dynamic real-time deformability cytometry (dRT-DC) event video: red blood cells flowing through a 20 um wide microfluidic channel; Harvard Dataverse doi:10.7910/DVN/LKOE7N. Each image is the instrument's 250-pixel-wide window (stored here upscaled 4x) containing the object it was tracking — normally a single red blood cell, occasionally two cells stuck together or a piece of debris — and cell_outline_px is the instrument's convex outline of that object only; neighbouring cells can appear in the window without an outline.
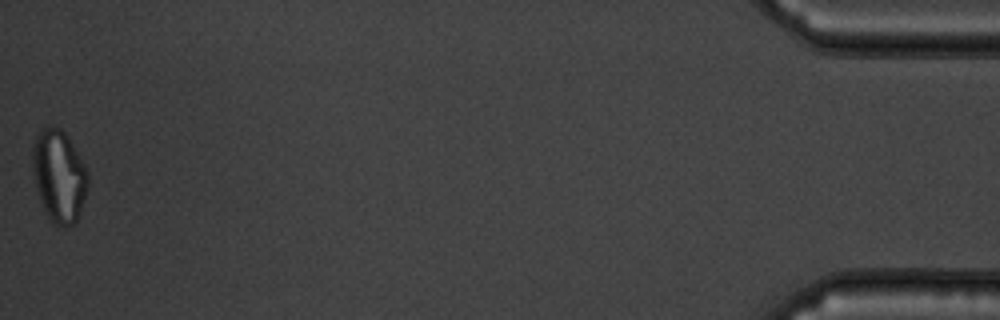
{"species": "common noctule bat (a hibernating species)", "species_latin": "Nyctalus noctula", "temperature_condition": "warm", "stored_images_in_passage": 54, "camera_frame_rate_fps": 3000, "um_per_image_px": 0.085, "animal": {"sex": "male", "body_mass_g": 19.5, "forearm_length_mm": 54.6}, "frame": {"image": 1, "passage_image": 54, "time_ms": 17.667, "image_size_px": [1000, 320], "cell_outline_px": [[88, 188], [76, 220], [72, 224], [64, 228], [48, 220], [40, 200], [36, 188], [32, 168], [32, 148], [36, 136], [44, 128], [60, 128], [64, 132], [84, 164], [88, 172]], "centroid_in_image_um": [5.0, 15.0], "position_along_channel_um": 430.2, "area_um2": 29.42}, "authors_computed_cell_mechanics": {"area_um2": 26.4724, "velocity_mm_per_s": 3.7384, "shape_relaxation_time_tau1_ms": null, "shape_relaxation_time_tau2_ms": 0.5982, "deformation_change_tau1": null, "deformation_change_tau2": 0.0628}}